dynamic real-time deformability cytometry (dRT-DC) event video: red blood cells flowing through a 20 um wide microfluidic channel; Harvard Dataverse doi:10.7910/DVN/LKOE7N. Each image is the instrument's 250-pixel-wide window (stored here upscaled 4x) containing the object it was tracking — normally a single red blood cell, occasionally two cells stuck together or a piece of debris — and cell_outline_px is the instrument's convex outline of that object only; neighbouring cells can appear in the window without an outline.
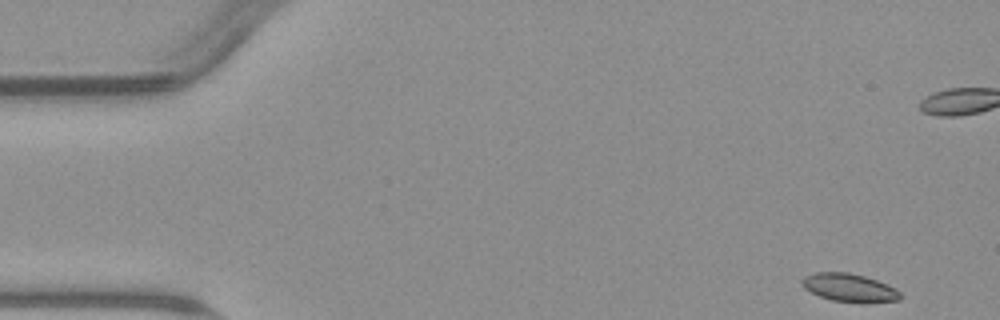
{"species": "common noctule bat (a hibernating species)", "species_latin": "Nyctalus noctula", "temperature_condition": "warm", "stored_images_in_passage": 5, "camera_frame_rate_fps": 3000, "um_per_image_px": 0.085, "animal": {"sex": "male", "body_mass_g": 23.1, "forearm_length_mm": 52.7}, "frame": {"image": 1, "passage_image": 1, "time_ms": 0.0, "image_size_px": [1000, 320], "cell_outline_px": [[904, 296], [900, 300], [860, 304], [832, 300], [820, 296], [804, 288], [800, 280], [804, 276], [816, 272], [848, 272], [864, 276], [888, 284], [896, 288]], "centroid_in_image_um": [72.24, 24.47], "position_along_channel_um": 12.8, "area_um2": 16.47}}